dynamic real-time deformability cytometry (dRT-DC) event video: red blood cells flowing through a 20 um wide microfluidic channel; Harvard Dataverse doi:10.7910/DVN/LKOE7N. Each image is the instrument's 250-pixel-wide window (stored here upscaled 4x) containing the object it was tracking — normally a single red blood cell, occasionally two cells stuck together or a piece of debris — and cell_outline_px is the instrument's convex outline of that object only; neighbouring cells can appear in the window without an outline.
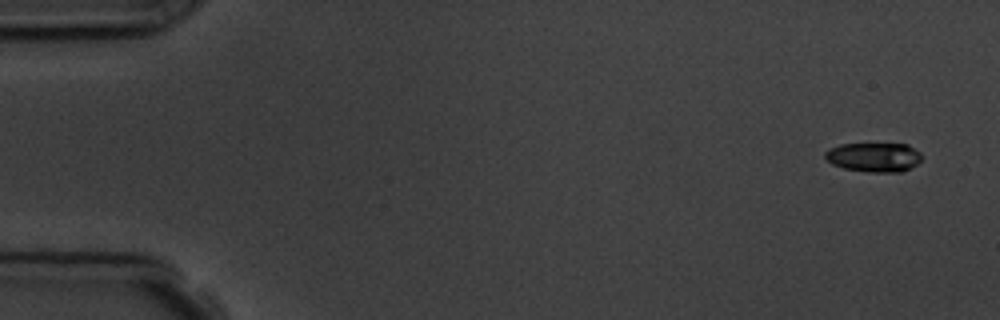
{"species": "common noctule bat (a hibernating species)", "species_latin": "Nyctalus noctula", "temperature_condition": "room temperature", "stored_images_in_passage": 6, "camera_frame_rate_fps": 3000, "um_per_image_px": 0.085, "animal": {"sex": "male", "body_mass_g": 19.5, "forearm_length_mm": 54.6}, "frame": {"image": 1, "passage_image": 1, "time_ms": 0.0, "image_size_px": [1000, 320], "cell_outline_px": [[920, 160], [916, 164], [900, 172], [872, 172], [844, 168], [832, 164], [824, 156], [824, 152], [840, 144], [908, 144], [920, 152]], "centroid_in_image_um": [74.28, 13.35], "position_along_channel_um": 10.7, "area_um2": 16.24}}